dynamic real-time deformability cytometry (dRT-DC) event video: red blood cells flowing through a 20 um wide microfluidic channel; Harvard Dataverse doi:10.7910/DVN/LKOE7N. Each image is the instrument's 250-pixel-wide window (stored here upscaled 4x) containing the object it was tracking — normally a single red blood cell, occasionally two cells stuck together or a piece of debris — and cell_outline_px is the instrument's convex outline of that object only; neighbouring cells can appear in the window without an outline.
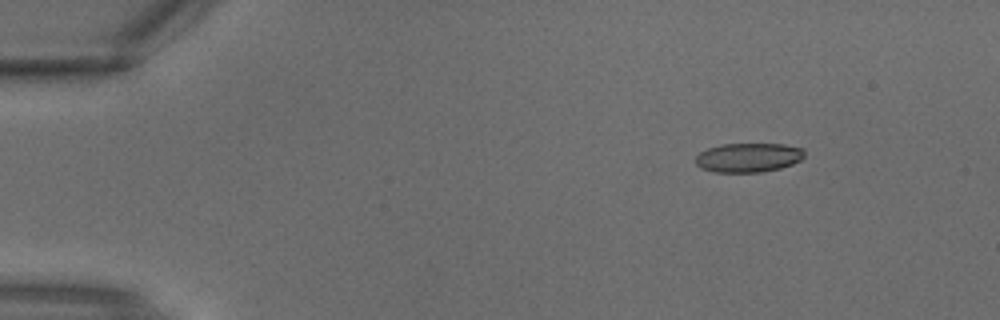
{"species": "common noctule bat (a hibernating species)", "species_latin": "Nyctalus noctula", "temperature_condition": "warm", "stored_images_in_passage": 3, "camera_frame_rate_fps": 3000, "um_per_image_px": 0.085, "animal": {"sex": "male", "body_mass_g": 18.8}, "frame": {"image": 1, "passage_image": 2, "time_ms": 0.333, "image_size_px": [1000, 320], "cell_outline_px": [[804, 156], [800, 160], [792, 164], [780, 168], [760, 172], [712, 172], [700, 168], [696, 164], [696, 156], [700, 152], [708, 148], [720, 144], [784, 144], [804, 148]], "centroid_in_image_um": [63.6, 13.39], "position_along_channel_um": 21.4, "area_um2": 18.61}}